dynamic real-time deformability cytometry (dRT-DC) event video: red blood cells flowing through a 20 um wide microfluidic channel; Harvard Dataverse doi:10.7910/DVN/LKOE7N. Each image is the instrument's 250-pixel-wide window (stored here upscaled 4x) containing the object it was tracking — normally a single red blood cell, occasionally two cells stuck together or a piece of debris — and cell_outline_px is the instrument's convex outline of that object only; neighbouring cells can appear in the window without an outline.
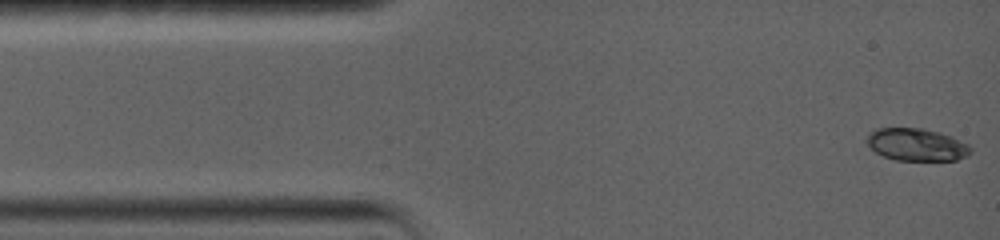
{"species": "common noctule bat (a hibernating species)", "species_latin": "Nyctalus noctula", "temperature_condition": "warm", "stored_images_in_passage": 39, "camera_frame_rate_fps": 5000, "um_per_image_px": 0.085, "animal": {"sex": "female", "body_mass_g": 19.0, "forearm_length_mm": 56.7}, "frame": {"image": 1, "passage_image": 1, "time_ms": 0.0, "image_size_px": [1000, 240], "cell_outline_px": [[972, 152], [968, 156], [956, 160], [896, 160], [884, 156], [876, 152], [868, 144], [868, 136], [876, 128], [924, 128], [940, 132], [952, 136], [968, 144], [972, 148]], "centroid_in_image_um": [77.98, 12.29], "position_along_channel_um": 7.0, "area_um2": 19.59}}
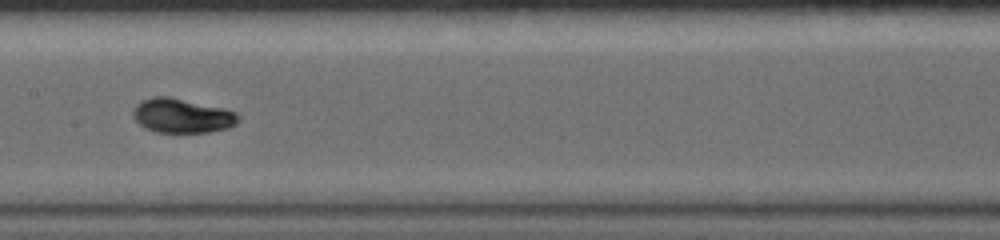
{"frame": {"image": 2, "passage_image": 17, "time_ms": 7.2, "image_size_px": [1000, 240], "cell_outline_px": [[240, 120], [236, 124], [228, 128], [208, 132], [156, 132], [144, 128], [132, 116], [132, 112], [136, 104], [140, 100], [152, 96], [168, 96], [224, 108], [236, 112], [240, 116]], "centroid_in_image_um": [15.47, 9.83], "position_along_channel_um": 191.9, "area_um2": 21.27}}
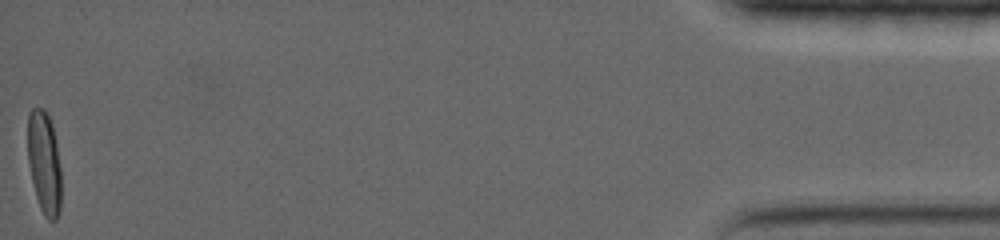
{"frame": {"image": 3, "passage_image": 39, "time_ms": 17.6, "image_size_px": [1000, 240], "cell_outline_px": [[60, 208], [56, 220], [48, 220], [44, 216], [40, 208], [36, 196], [28, 164], [28, 112], [32, 108], [44, 108], [52, 124], [56, 144], [60, 168]], "centroid_in_image_um": [3.74, 13.82], "position_along_channel_um": 431.5, "area_um2": 19.94}, "authors_computed_cell_mechanics": {"area_um2": 19.7676, "velocity_mm_per_s": 3.6404, "shape_relaxation_time_tau1_ms": 3.0483, "shape_relaxation_time_tau2_ms": null, "deformation_change_tau1": 0.1674, "deformation_change_tau2": null}}